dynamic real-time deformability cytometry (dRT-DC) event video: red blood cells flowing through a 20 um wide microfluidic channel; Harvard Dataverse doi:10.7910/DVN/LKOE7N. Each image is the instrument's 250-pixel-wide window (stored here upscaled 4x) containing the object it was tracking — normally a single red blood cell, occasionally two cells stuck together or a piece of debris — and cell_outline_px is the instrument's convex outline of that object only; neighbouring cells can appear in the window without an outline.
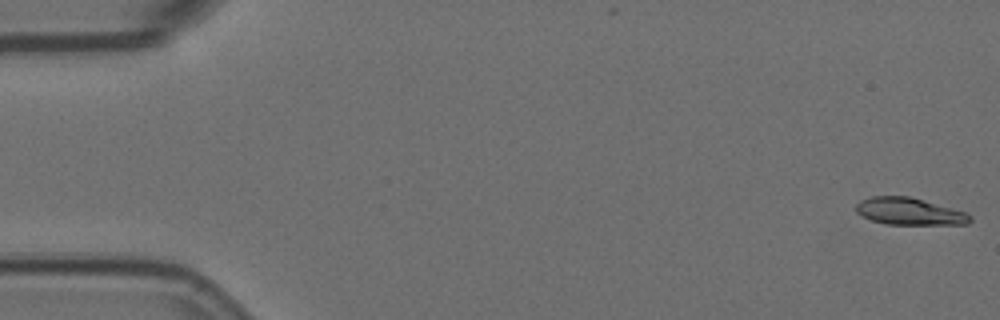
{"species": "Egyptian fruit bat (a non-hibernating species)", "species_latin": "Rousettus aegyptiacus", "temperature_condition": "room temperature", "stored_images_in_passage": 13, "camera_frame_rate_fps": 3000, "um_per_image_px": 0.085, "animal": {"sex": "female"}, "frame": {"image": 1, "passage_image": 1, "time_ms": 0.0, "image_size_px": [1000, 320], "cell_outline_px": [[972, 220], [968, 224], [884, 224], [872, 220], [856, 212], [856, 204], [860, 200], [872, 196], [908, 196], [964, 212], [972, 216]], "centroid_in_image_um": [77.26, 17.97], "position_along_channel_um": 7.7, "area_um2": 17.69}}
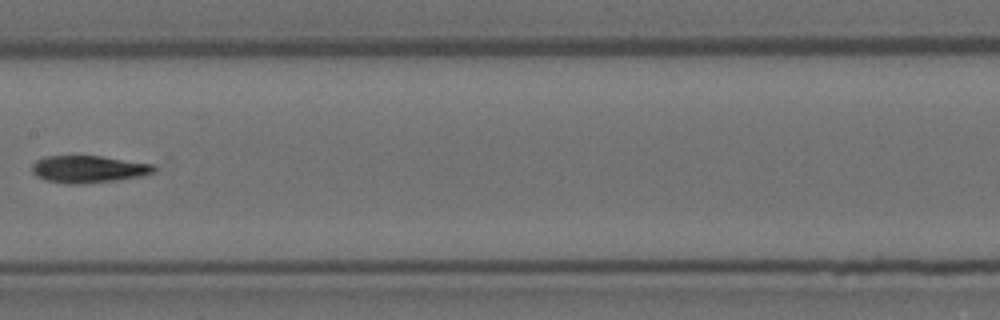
{"frame": {"image": 2, "passage_image": 8, "time_ms": 2.333, "image_size_px": [1000, 320], "cell_outline_px": [[156, 172], [140, 176], [116, 180], [80, 184], [64, 184], [48, 180], [36, 176], [32, 172], [32, 164], [36, 160], [44, 156], [100, 156], [152, 164], [156, 168]], "centroid_in_image_um": [7.49, 14.38], "position_along_channel_um": 199.9, "area_um2": 19.25}}
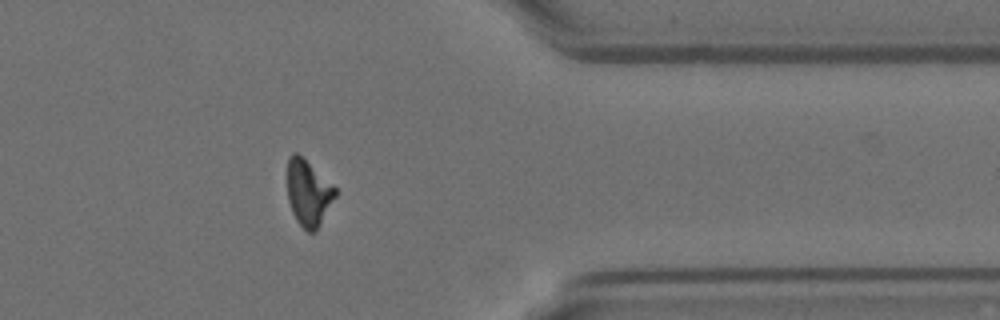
{"frame": {"image": 3, "passage_image": 13, "time_ms": 4.0, "image_size_px": [1000, 320], "cell_outline_px": [[336, 196], [316, 232], [308, 232], [296, 220], [292, 212], [288, 200], [288, 156], [292, 152], [296, 152], [336, 188]], "centroid_in_image_um": [26.2, 16.42], "position_along_channel_um": 385.2, "area_um2": 18.15}}